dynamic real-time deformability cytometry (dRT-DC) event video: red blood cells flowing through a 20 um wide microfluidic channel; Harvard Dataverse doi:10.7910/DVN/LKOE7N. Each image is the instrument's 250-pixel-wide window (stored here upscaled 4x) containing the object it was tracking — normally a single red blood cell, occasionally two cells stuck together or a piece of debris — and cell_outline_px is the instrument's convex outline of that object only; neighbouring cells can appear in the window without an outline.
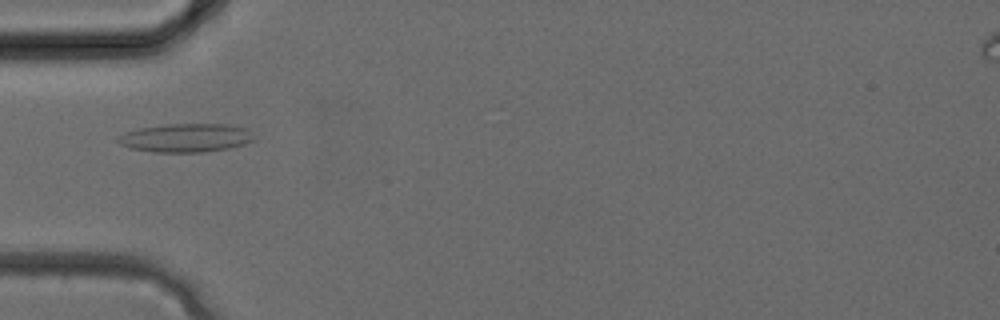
{"species": "common noctule bat (a hibernating species)", "species_latin": "Nyctalus noctula", "temperature_condition": "cold", "stored_images_in_passage": 30, "camera_frame_rate_fps": 3000, "um_per_image_px": 0.085, "animal": {"sex": "female", "body_mass_g": 24.6, "forearm_length_mm": 56.2}, "frame": {"image": 1, "passage_image": 8, "time_ms": 2.333, "image_size_px": [1000, 320], "cell_outline_px": [[256, 140], [244, 144], [228, 148], [204, 152], [152, 152], [132, 148], [120, 144], [116, 140], [120, 136], [128, 132], [140, 128], [168, 124], [224, 124], [244, 128]], "centroid_in_image_um": [15.8, 11.72], "position_along_channel_um": 69.2, "area_um2": 22.25}}
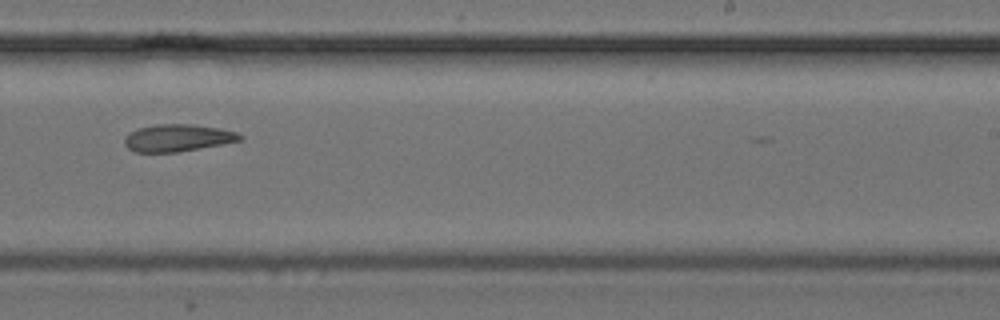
{"frame": {"image": 2, "passage_image": 18, "time_ms": 5.667, "image_size_px": [1000, 320], "cell_outline_px": [[244, 136], [240, 140], [200, 148], [176, 152], [132, 152], [124, 144], [124, 136], [128, 132], [136, 128], [156, 124], [192, 124], [220, 128], [236, 132]], "centroid_in_image_um": [15.03, 11.71], "position_along_channel_um": 274.0, "area_um2": 18.38}}
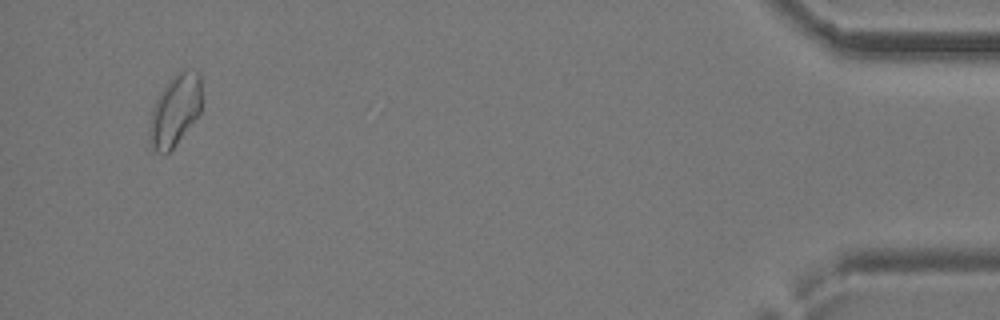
{"frame": {"image": 3, "passage_image": 29, "time_ms": 9.333, "image_size_px": [1000, 320], "cell_outline_px": [[200, 112], [176, 144], [164, 156], [156, 152], [152, 148], [148, 140], [148, 128], [152, 108], [160, 92], [168, 80], [176, 72], [200, 72]], "centroid_in_image_um": [14.82, 9.43], "position_along_channel_um": 420.4, "area_um2": 21.56}}